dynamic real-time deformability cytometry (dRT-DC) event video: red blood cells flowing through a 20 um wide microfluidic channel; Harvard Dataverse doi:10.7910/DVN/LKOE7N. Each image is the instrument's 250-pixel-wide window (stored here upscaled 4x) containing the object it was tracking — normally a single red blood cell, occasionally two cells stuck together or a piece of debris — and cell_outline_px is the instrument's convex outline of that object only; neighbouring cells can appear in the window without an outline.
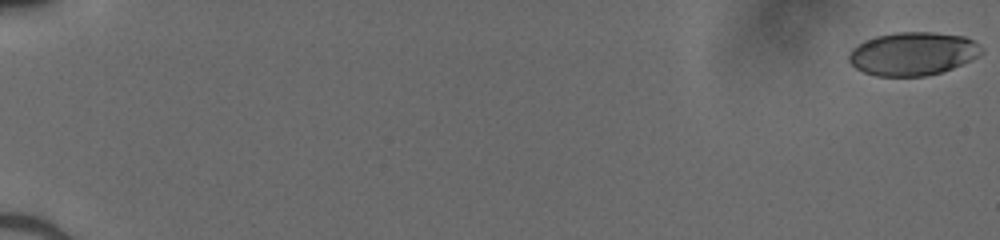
{"species": "human", "species_latin": "Homo sapiens", "temperature_condition": "cold", "stored_images_in_passage": 52, "camera_frame_rate_fps": 3000, "um_per_image_px": 0.085, "donor": {"sex": "male"}, "frame": {"image": 1, "passage_image": 1, "time_ms": 0.0, "image_size_px": [1000, 240], "cell_outline_px": [[984, 52], [980, 56], [952, 68], [940, 72], [924, 76], [876, 76], [864, 72], [856, 68], [848, 60], [848, 56], [852, 48], [864, 40], [876, 36], [896, 32], [936, 32], [964, 36], [972, 40], [984, 48]], "centroid_in_image_um": [77.6, 4.56], "position_along_channel_um": 7.4, "area_um2": 33.58}}
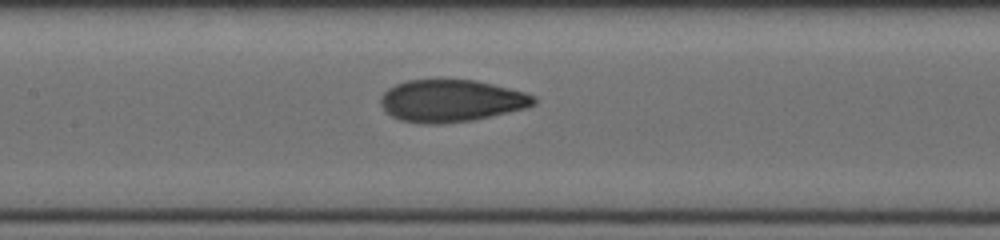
{"frame": {"image": 2, "passage_image": 28, "time_ms": 9.0, "image_size_px": [1000, 240], "cell_outline_px": [[536, 104], [528, 108], [472, 120], [444, 124], [420, 124], [400, 120], [392, 116], [380, 104], [380, 96], [388, 88], [396, 84], [408, 80], [476, 80], [524, 92], [536, 96]], "centroid_in_image_um": [38.36, 8.58], "position_along_channel_um": 169.0, "area_um2": 37.74}}
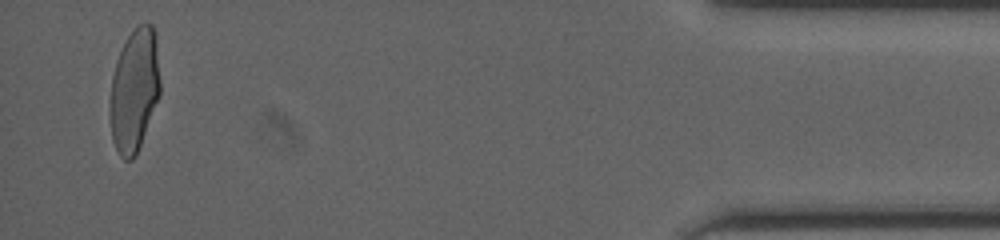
{"frame": {"image": 3, "passage_image": 51, "time_ms": 16.667, "image_size_px": [1000, 240], "cell_outline_px": [[160, 96], [136, 156], [132, 160], [124, 160], [120, 156], [112, 140], [112, 76], [116, 60], [128, 36], [140, 24], [152, 24], [156, 36], [160, 80]], "centroid_in_image_um": [11.46, 7.68], "position_along_channel_um": 423.7, "area_um2": 35.43}}